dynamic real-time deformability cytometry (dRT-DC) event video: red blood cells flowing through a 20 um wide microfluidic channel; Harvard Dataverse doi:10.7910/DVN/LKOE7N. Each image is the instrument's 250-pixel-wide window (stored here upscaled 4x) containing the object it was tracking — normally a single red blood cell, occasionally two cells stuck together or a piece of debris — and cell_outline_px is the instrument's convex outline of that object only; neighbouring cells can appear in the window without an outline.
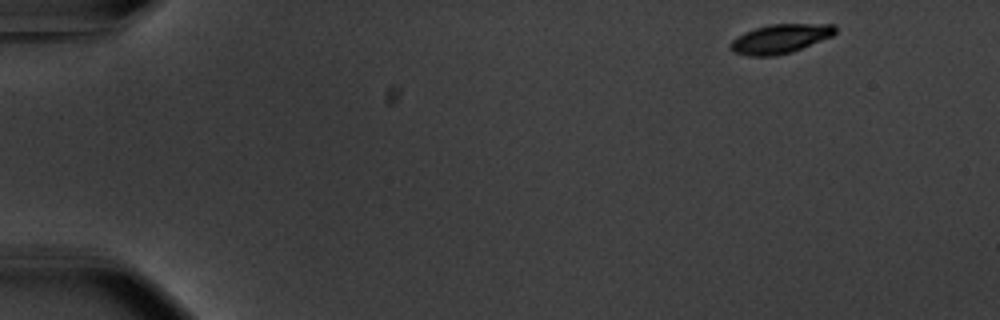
{"species": "common noctule bat (a hibernating species)", "species_latin": "Nyctalus noctula", "temperature_condition": "warm", "stored_images_in_passage": 51, "camera_frame_rate_fps": 3000, "um_per_image_px": 0.085, "animal": {"sex": "male", "body_mass_g": 20.1, "forearm_length_mm": 53.5}, "frame": {"image": 1, "passage_image": 1, "time_ms": 0.0, "image_size_px": [1000, 320], "cell_outline_px": [[836, 32], [832, 36], [792, 52], [776, 56], [748, 56], [732, 52], [728, 44], [732, 40], [744, 32], [756, 28], [772, 24], [836, 24]], "centroid_in_image_um": [66.3, 3.3], "position_along_channel_um": 18.7, "area_um2": 17.86}}
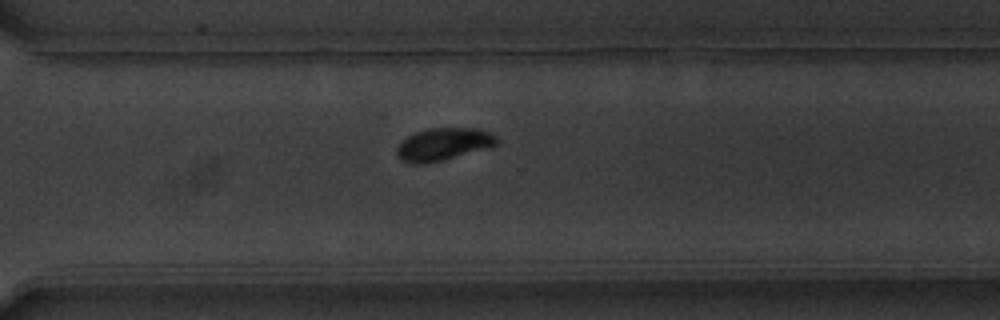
{"frame": {"image": 2, "passage_image": 36, "time_ms": 11.667, "image_size_px": [1000, 320], "cell_outline_px": [[500, 140], [492, 148], [428, 164], [412, 164], [400, 160], [396, 152], [396, 148], [408, 136], [416, 132], [428, 128], [480, 128], [492, 132]], "centroid_in_image_um": [37.75, 12.27], "position_along_channel_um": 332.9, "area_um2": 19.42}}
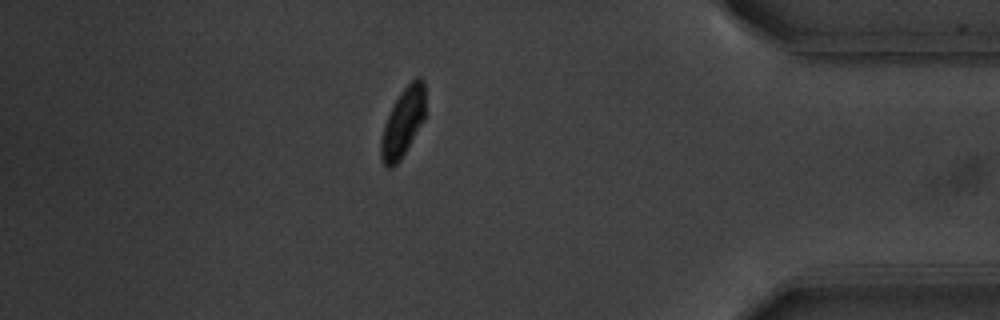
{"frame": {"image": 3, "passage_image": 44, "time_ms": 14.333, "image_size_px": [1000, 320], "cell_outline_px": [[424, 120], [400, 160], [392, 168], [388, 168], [384, 164], [380, 156], [380, 140], [384, 124], [400, 92], [416, 76], [420, 76], [424, 80]], "centroid_in_image_um": [34.24, 10.41], "position_along_channel_um": 401.0, "area_um2": 17.57}, "authors_computed_cell_mechanics": {"area_um2": 19.0162, "velocity_mm_per_s": 3.6854, "shape_relaxation_time_tau1_ms": 1.6077, "shape_relaxation_time_tau2_ms": null, "deformation_change_tau1": 0.1344, "deformation_change_tau2": null}}